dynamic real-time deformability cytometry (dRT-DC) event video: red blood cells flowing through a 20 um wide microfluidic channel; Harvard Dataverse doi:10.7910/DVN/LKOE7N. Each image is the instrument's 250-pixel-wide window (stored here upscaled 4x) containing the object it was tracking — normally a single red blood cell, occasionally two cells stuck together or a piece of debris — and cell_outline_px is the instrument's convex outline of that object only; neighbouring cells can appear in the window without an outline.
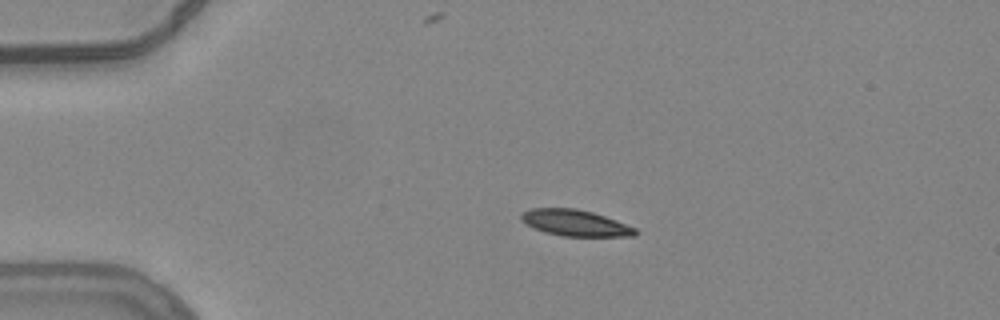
{"species": "common noctule bat (a hibernating species)", "species_latin": "Nyctalus noctula", "temperature_condition": "warm", "stored_images_in_passage": 44, "camera_frame_rate_fps": 3000, "um_per_image_px": 0.085, "animal": {"sex": "female", "body_mass_g": 24.6, "forearm_length_mm": 56.2}, "frame": {"image": 1, "passage_image": 1, "time_ms": 0.0, "image_size_px": [1000, 320], "cell_outline_px": [[640, 232], [636, 236], [564, 236], [544, 232], [520, 220], [520, 216], [524, 212], [532, 208], [576, 208], [592, 212], [616, 220], [636, 228]], "centroid_in_image_um": [48.94, 18.95], "position_along_channel_um": 36.1, "area_um2": 17.34}}
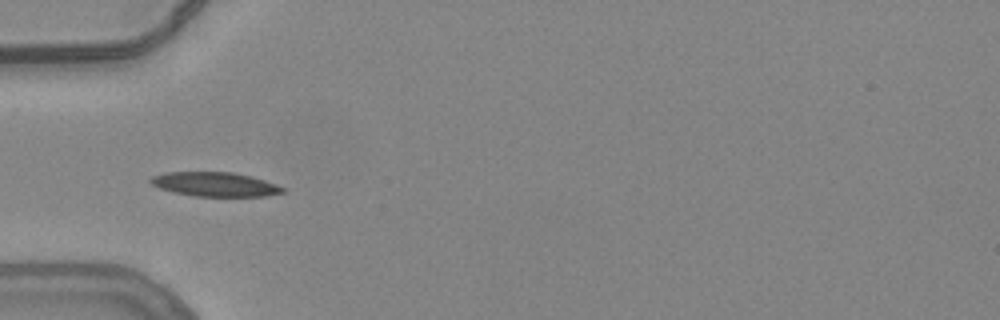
{"frame": {"image": 2, "passage_image": 7, "time_ms": 2.0, "image_size_px": [1000, 320], "cell_outline_px": [[284, 192], [264, 196], [192, 196], [172, 192], [160, 188], [152, 184], [148, 180], [152, 176], [164, 172], [232, 172], [252, 176], [276, 184], [284, 188]], "centroid_in_image_um": [18.24, 15.66], "position_along_channel_um": 66.8, "area_um2": 18.67}}
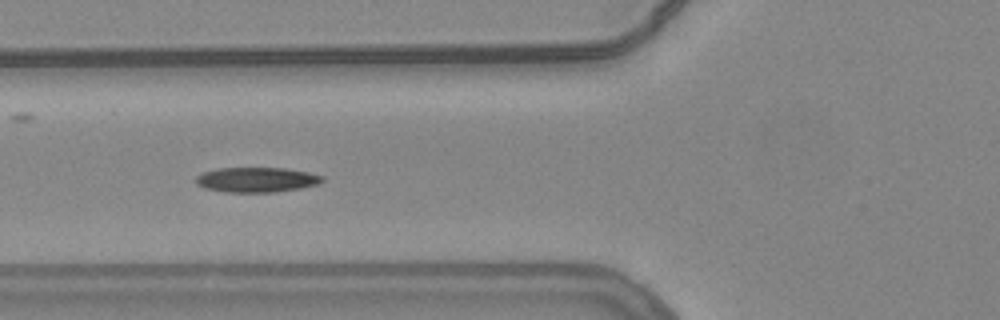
{"frame": {"image": 3, "passage_image": 10, "time_ms": 3.0, "image_size_px": [1000, 320], "cell_outline_px": [[324, 180], [316, 184], [300, 188], [276, 192], [224, 192], [204, 188], [196, 184], [196, 176], [204, 172], [216, 168], [284, 168], [308, 172], [324, 176]], "centroid_in_image_um": [21.79, 15.28], "position_along_channel_um": 104.0, "area_um2": 18.38}, "authors_computed_cell_mechanics": {"area_um2": 18.1203, "velocity_mm_per_s": 3.7931, "shape_relaxation_time_tau1_ms": 8.4896, "shape_relaxation_time_tau2_ms": 7.734, "deformation_change_tau1": 0.1791, "deformation_change_tau2": 0.1528}}